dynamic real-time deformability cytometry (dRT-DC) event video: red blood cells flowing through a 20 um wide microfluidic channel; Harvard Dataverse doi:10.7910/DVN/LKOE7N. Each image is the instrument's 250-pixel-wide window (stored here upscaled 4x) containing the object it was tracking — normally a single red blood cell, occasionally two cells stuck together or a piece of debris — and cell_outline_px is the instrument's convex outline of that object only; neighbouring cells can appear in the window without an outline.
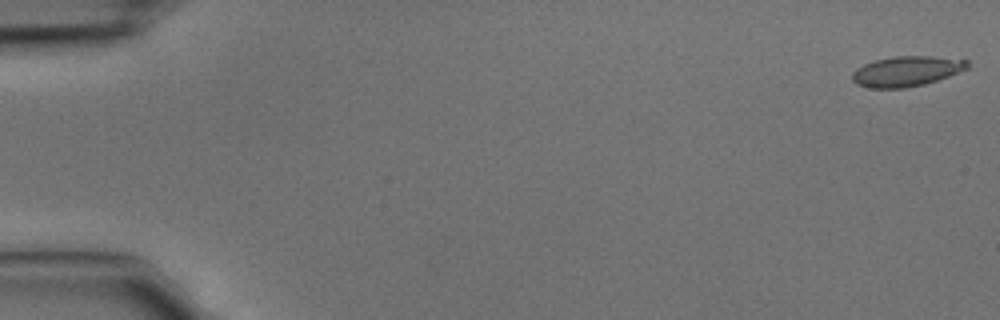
{"species": "common noctule bat (a hibernating species)", "species_latin": "Nyctalus noctula", "temperature_condition": "cold", "stored_images_in_passage": 4, "camera_frame_rate_fps": 3000, "um_per_image_px": 0.085, "animal": {"sex": "male", "body_mass_g": 15.6}, "frame": {"image": 1, "passage_image": 1, "time_ms": 0.0, "image_size_px": [1000, 320], "cell_outline_px": [[968, 68], [948, 76], [924, 84], [904, 88], [872, 88], [856, 84], [852, 80], [852, 72], [856, 68], [864, 64], [876, 60], [892, 56], [932, 56], [968, 60]], "centroid_in_image_um": [77.02, 6.05], "position_along_channel_um": 8.0, "area_um2": 20.17}}
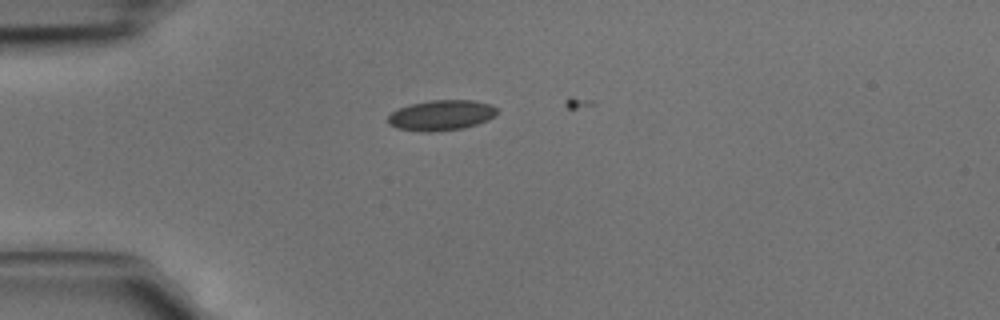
{"frame": {"image": 2, "passage_image": 4, "time_ms": 1.0, "image_size_px": [1000, 320], "cell_outline_px": [[496, 112], [488, 120], [464, 128], [432, 132], [424, 132], [396, 128], [388, 124], [388, 116], [392, 112], [400, 108], [412, 104], [432, 100], [472, 100], [492, 104], [496, 108]], "centroid_in_image_um": [37.49, 9.8], "position_along_channel_um": 47.5, "area_um2": 19.19}}